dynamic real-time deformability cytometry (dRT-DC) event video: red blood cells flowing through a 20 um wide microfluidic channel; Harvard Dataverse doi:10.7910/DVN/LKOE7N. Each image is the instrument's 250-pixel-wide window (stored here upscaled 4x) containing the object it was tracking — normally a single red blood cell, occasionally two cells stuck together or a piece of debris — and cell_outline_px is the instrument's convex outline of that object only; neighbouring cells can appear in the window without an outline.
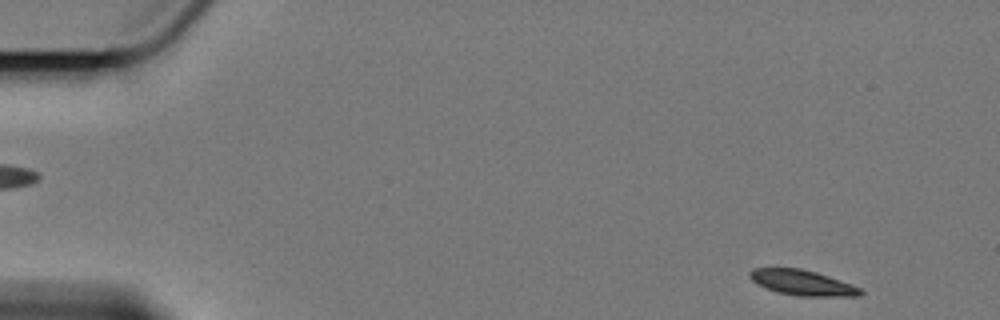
{"species": "Egyptian fruit bat (a non-hibernating species)", "species_latin": "Rousettus aegyptiacus", "temperature_condition": "cold", "stored_images_in_passage": 3, "segment_of_instrument_passage": [2, 2], "camera_frame_rate_fps": 3000, "um_per_image_px": 0.085, "animal": {"sex": "female"}, "frame": {"image": 1, "passage_image": 3, "time_ms": 2.333, "image_size_px": [1000, 320], "cell_outline_px": [[864, 292], [860, 296], [796, 296], [776, 292], [756, 284], [748, 276], [748, 272], [752, 268], [800, 268], [816, 272], [852, 284], [860, 288]], "centroid_in_image_um": [68.17, 24.03], "position_along_channel_um": 16.8, "area_um2": 16.47}}